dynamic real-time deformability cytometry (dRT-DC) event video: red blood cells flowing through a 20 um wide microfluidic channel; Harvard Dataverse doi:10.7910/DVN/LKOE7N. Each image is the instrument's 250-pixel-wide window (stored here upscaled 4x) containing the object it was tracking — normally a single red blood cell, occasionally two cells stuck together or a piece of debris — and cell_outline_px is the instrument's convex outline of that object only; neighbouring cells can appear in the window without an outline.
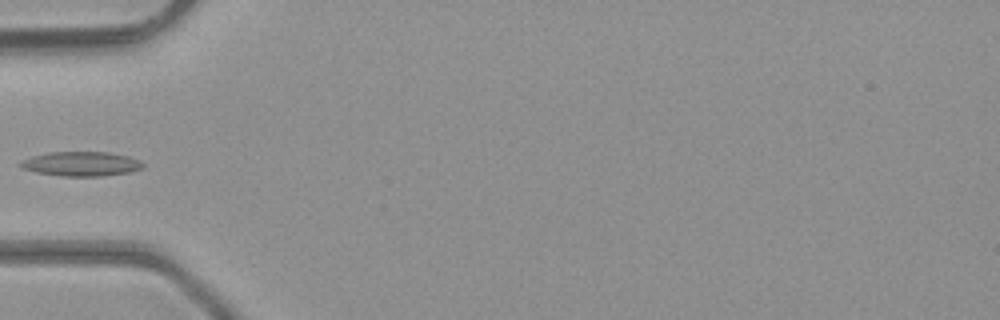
{"species": "common noctule bat (a hibernating species)", "species_latin": "Nyctalus noctula", "temperature_condition": "room temperature", "stored_images_in_passage": 5, "camera_frame_rate_fps": 3000, "um_per_image_px": 0.085, "animal": {"sex": "male", "body_mass_g": 23.1, "forearm_length_mm": 52.7}, "frame": {"image": 1, "passage_image": 5, "time_ms": 1.333, "image_size_px": [1000, 320], "cell_outline_px": [[144, 168], [128, 172], [100, 176], [60, 176], [36, 172], [20, 168], [16, 164], [20, 160], [32, 156], [48, 152], [108, 152], [128, 156], [140, 160], [144, 164]], "centroid_in_image_um": [6.85, 13.92], "position_along_channel_um": 78.2, "area_um2": 17.63}}